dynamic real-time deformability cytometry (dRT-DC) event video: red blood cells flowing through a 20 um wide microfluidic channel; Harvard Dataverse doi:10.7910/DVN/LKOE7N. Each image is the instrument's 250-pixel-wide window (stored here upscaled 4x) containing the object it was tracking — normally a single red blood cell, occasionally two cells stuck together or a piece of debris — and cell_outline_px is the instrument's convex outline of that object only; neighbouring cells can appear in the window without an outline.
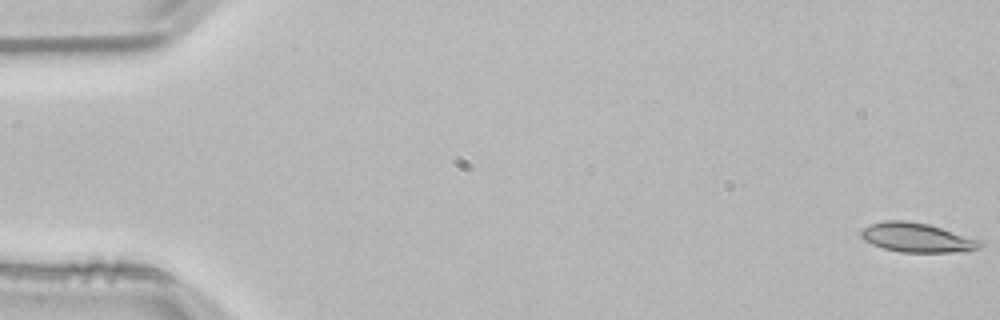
{"species": "common noctule bat (a hibernating species)", "species_latin": "Nyctalus noctula", "temperature_condition": "room temperature", "stored_images_in_passage": 54, "camera_frame_rate_fps": 3000, "um_per_image_px": 0.085, "animal": {"sex": "male", "body_mass_g": 21.5, "forearm_length_mm": 52.0}, "frame": {"image": 1, "passage_image": 1, "time_ms": 0.0, "image_size_px": [1000, 320], "cell_outline_px": [[984, 244], [980, 248], [968, 252], [900, 252], [884, 248], [872, 244], [864, 240], [860, 236], [860, 232], [864, 228], [872, 224], [884, 220], [908, 220], [928, 224], [984, 240]], "centroid_in_image_um": [78.02, 20.2], "position_along_channel_um": 7.0, "area_um2": 20.63}}
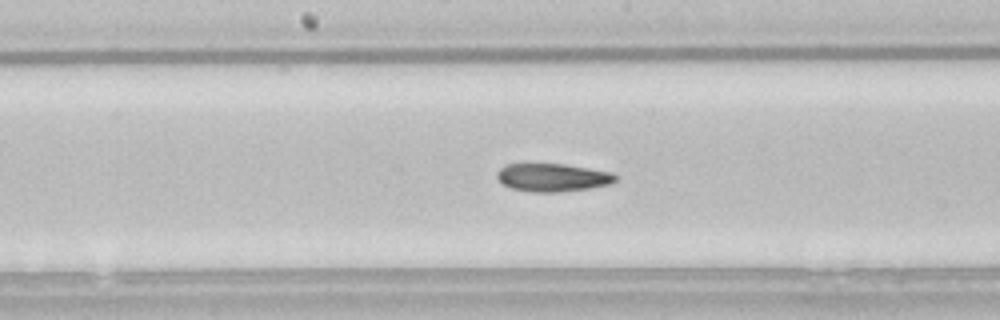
{"frame": {"image": 2, "passage_image": 28, "time_ms": 9.0, "image_size_px": [1000, 320], "cell_outline_px": [[616, 180], [608, 184], [588, 188], [556, 192], [532, 192], [512, 188], [504, 184], [496, 176], [496, 172], [500, 168], [508, 164], [564, 164], [612, 172], [616, 176]], "centroid_in_image_um": [46.95, 15.08], "position_along_channel_um": 201.2, "area_um2": 19.07}}
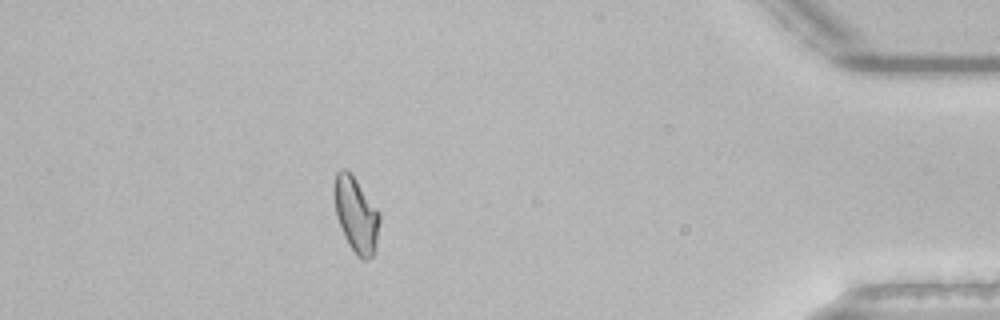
{"frame": {"image": 3, "passage_image": 48, "time_ms": 15.667, "image_size_px": [1000, 320], "cell_outline_px": [[380, 220], [376, 252], [368, 260], [364, 260], [356, 256], [348, 244], [344, 236], [336, 216], [332, 192], [332, 188], [336, 172], [340, 168], [344, 168], [356, 180], [380, 212]], "centroid_in_image_um": [30.25, 18.27], "position_along_channel_um": 404.9, "area_um2": 20.35}, "authors_computed_cell_mechanics": {"area_um2": 20.1144, "velocity_mm_per_s": 3.7999, "shape_relaxation_time_tau1_ms": 7.0738, "shape_relaxation_time_tau2_ms": 3.5964, "deformation_change_tau1": 0.1781, "deformation_change_tau2": 0.106}}